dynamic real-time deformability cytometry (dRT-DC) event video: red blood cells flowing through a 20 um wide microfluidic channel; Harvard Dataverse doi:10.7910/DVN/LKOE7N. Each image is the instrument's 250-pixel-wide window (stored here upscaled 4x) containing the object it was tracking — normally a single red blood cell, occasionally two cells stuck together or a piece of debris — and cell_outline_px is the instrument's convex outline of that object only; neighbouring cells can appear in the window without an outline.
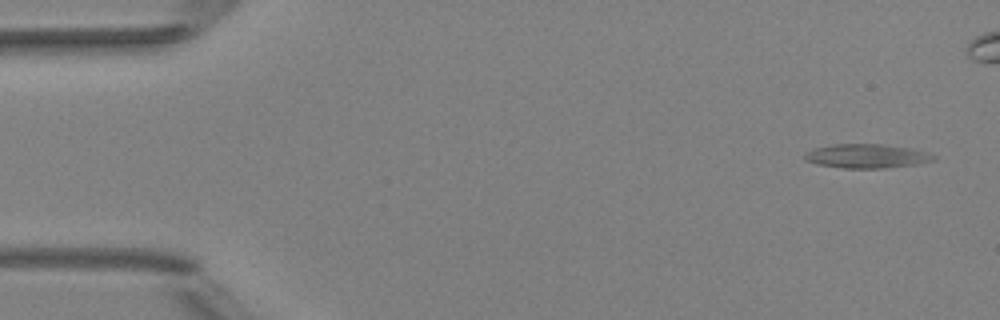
{"species": "Egyptian fruit bat (a non-hibernating species)", "species_latin": "Rousettus aegyptiacus", "temperature_condition": "room temperature", "stored_images_in_passage": 6, "camera_frame_rate_fps": 3000, "um_per_image_px": 0.085, "animal": {"sex": "female"}, "frame": {"image": 1, "passage_image": 1, "time_ms": 0.0, "image_size_px": [1000, 320], "cell_outline_px": [[936, 160], [916, 164], [884, 168], [844, 168], [820, 164], [804, 160], [804, 152], [812, 148], [832, 144], [880, 144], [912, 148], [928, 152], [936, 156]], "centroid_in_image_um": [73.67, 13.25], "position_along_channel_um": 11.3, "area_um2": 18.15}}
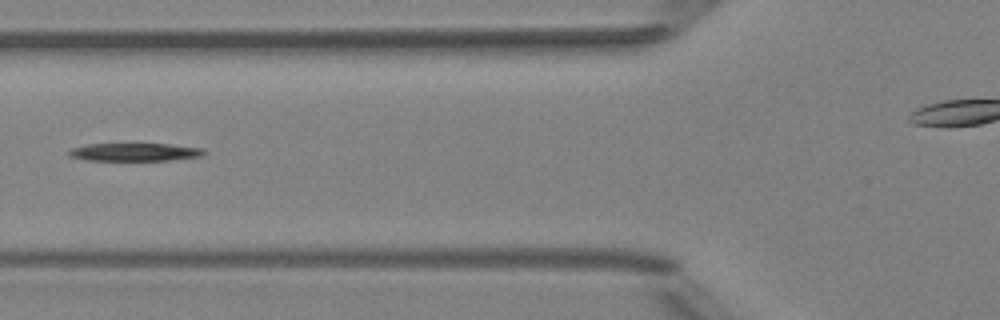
{"frame": {"image": 2, "passage_image": 6, "time_ms": 5.667, "image_size_px": [1000, 320], "cell_outline_px": [[208, 152], [200, 156], [168, 160], [84, 160], [72, 156], [68, 152], [72, 148], [88, 144], [168, 144], [204, 148]], "centroid_in_image_um": [11.5, 12.92], "position_along_channel_um": 114.3, "area_um2": 13.93}}